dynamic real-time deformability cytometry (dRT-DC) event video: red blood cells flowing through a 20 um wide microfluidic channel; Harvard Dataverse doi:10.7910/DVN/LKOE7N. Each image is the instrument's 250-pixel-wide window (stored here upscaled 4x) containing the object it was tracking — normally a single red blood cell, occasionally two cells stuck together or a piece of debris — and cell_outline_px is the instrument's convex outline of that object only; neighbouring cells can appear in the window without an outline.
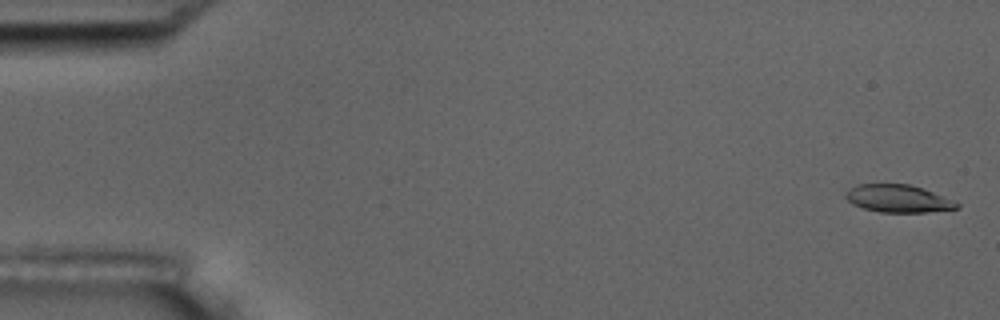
{"species": "common noctule bat (a hibernating species)", "species_latin": "Nyctalus noctula", "temperature_condition": "room temperature", "stored_images_in_passage": 15, "camera_frame_rate_fps": 3000, "um_per_image_px": 0.085, "animal": {"sex": "male", "body_mass_g": 17.5, "forearm_length_mm": 52.3}, "frame": {"image": 1, "passage_image": 1, "time_ms": 0.0, "image_size_px": [1000, 320], "cell_outline_px": [[960, 208], [924, 212], [880, 212], [864, 208], [852, 204], [844, 196], [856, 184], [908, 184], [932, 192], [960, 204]], "centroid_in_image_um": [76.32, 16.88], "position_along_channel_um": 8.7, "area_um2": 17.46}}
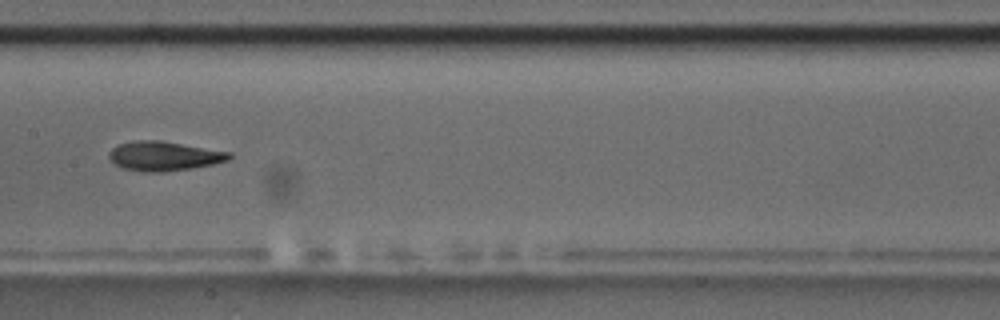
{"frame": {"image": 2, "passage_image": 8, "time_ms": 9.0, "image_size_px": [1000, 320], "cell_outline_px": [[232, 156], [228, 160], [212, 164], [192, 168], [164, 172], [144, 172], [120, 168], [108, 156], [108, 152], [112, 148], [120, 144], [132, 140], [160, 140], [232, 152]], "centroid_in_image_um": [13.93, 13.26], "position_along_channel_um": 193.5, "area_um2": 20.69}}
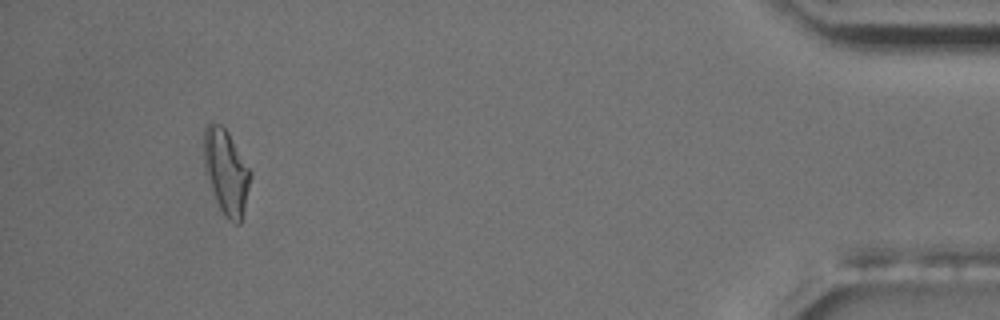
{"frame": {"image": 3, "passage_image": 15, "time_ms": 17.0, "image_size_px": [1000, 320], "cell_outline_px": [[252, 176], [240, 224], [236, 224], [228, 220], [220, 208], [204, 172], [204, 128], [208, 124], [220, 124], [228, 132], [252, 172]], "centroid_in_image_um": [19.23, 14.61], "position_along_channel_um": 416.0, "area_um2": 22.83}, "authors_computed_cell_mechanics": {"area_um2": 19.7676, "velocity_mm_per_s": 3.6181, "shape_relaxation_time_tau1_ms": 3.9115, "shape_relaxation_time_tau2_ms": 2.9252, "deformation_change_tau1": 0.1586, "deformation_change_tau2": 0.1164}}